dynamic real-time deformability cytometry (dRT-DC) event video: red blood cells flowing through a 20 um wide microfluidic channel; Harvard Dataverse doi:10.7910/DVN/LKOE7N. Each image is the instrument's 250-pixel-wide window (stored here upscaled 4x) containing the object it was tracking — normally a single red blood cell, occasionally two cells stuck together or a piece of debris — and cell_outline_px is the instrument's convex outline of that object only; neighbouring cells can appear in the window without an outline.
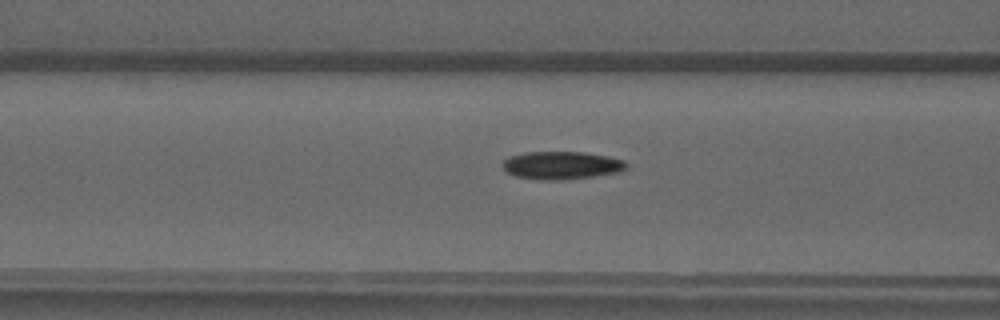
{"species": "common noctule bat (a hibernating species)", "species_latin": "Nyctalus noctula", "temperature_condition": "warm", "stored_images_in_passage": 49, "camera_frame_rate_fps": 3000, "um_per_image_px": 0.085, "animal": {"sex": "male", "forearm_length_mm": 52.5}, "frame": {"image": 1, "passage_image": 20, "time_ms": 6.333, "image_size_px": [1000, 320], "cell_outline_px": [[628, 168], [620, 172], [592, 176], [560, 180], [540, 180], [516, 176], [508, 172], [500, 164], [508, 156], [524, 152], [584, 152], [608, 156], [624, 160], [628, 164]], "centroid_in_image_um": [47.73, 14.04], "position_along_channel_um": 118.9, "area_um2": 20.23}}
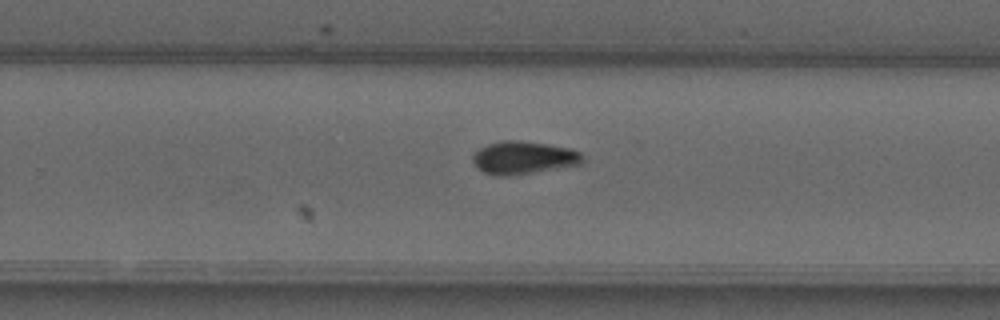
{"frame": {"image": 2, "passage_image": 32, "time_ms": 10.333, "image_size_px": [1000, 320], "cell_outline_px": [[584, 164], [508, 176], [496, 176], [484, 172], [476, 168], [472, 160], [472, 156], [480, 148], [488, 144], [500, 140], [520, 140], [568, 148], [580, 152], [584, 156]], "centroid_in_image_um": [44.49, 13.41], "position_along_channel_um": 285.3, "area_um2": 21.1}}
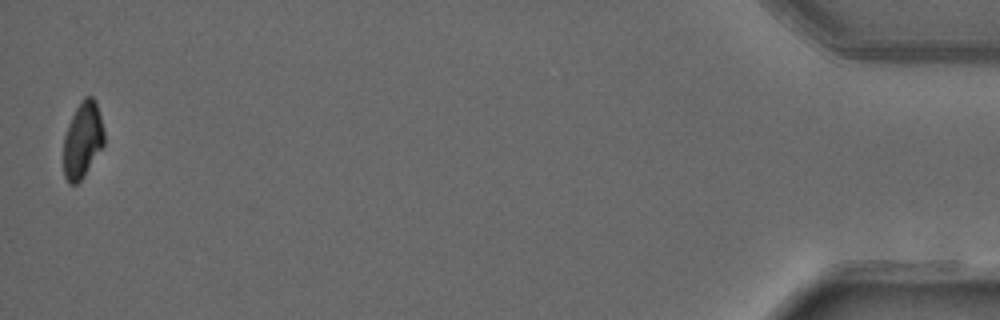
{"frame": {"image": 3, "passage_image": 49, "time_ms": 16.0, "image_size_px": [1000, 320], "cell_outline_px": [[104, 144], [84, 176], [76, 184], [68, 184], [64, 176], [64, 136], [68, 124], [76, 108], [84, 96], [92, 96], [96, 100], [104, 132]], "centroid_in_image_um": [7.02, 11.9], "position_along_channel_um": 428.2, "area_um2": 17.92}}